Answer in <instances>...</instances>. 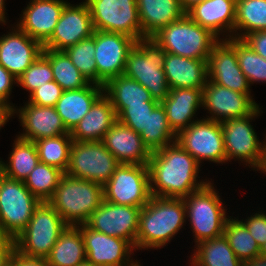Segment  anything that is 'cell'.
Here are the masks:
<instances>
[{"label": "cell", "mask_w": 266, "mask_h": 266, "mask_svg": "<svg viewBox=\"0 0 266 266\" xmlns=\"http://www.w3.org/2000/svg\"><path fill=\"white\" fill-rule=\"evenodd\" d=\"M16 26L44 45L51 37L64 6V0H30Z\"/></svg>", "instance_id": "obj_22"}, {"label": "cell", "mask_w": 266, "mask_h": 266, "mask_svg": "<svg viewBox=\"0 0 266 266\" xmlns=\"http://www.w3.org/2000/svg\"><path fill=\"white\" fill-rule=\"evenodd\" d=\"M135 42L121 33L95 30L97 85L104 87L110 79L124 74L128 52Z\"/></svg>", "instance_id": "obj_14"}, {"label": "cell", "mask_w": 266, "mask_h": 266, "mask_svg": "<svg viewBox=\"0 0 266 266\" xmlns=\"http://www.w3.org/2000/svg\"><path fill=\"white\" fill-rule=\"evenodd\" d=\"M200 164L177 142L151 152L148 163L152 196L184 198L210 180H197Z\"/></svg>", "instance_id": "obj_1"}, {"label": "cell", "mask_w": 266, "mask_h": 266, "mask_svg": "<svg viewBox=\"0 0 266 266\" xmlns=\"http://www.w3.org/2000/svg\"><path fill=\"white\" fill-rule=\"evenodd\" d=\"M8 266H50L46 259L26 257L16 250L10 258Z\"/></svg>", "instance_id": "obj_49"}, {"label": "cell", "mask_w": 266, "mask_h": 266, "mask_svg": "<svg viewBox=\"0 0 266 266\" xmlns=\"http://www.w3.org/2000/svg\"><path fill=\"white\" fill-rule=\"evenodd\" d=\"M179 1L184 10L187 11L191 6L203 0H179Z\"/></svg>", "instance_id": "obj_52"}, {"label": "cell", "mask_w": 266, "mask_h": 266, "mask_svg": "<svg viewBox=\"0 0 266 266\" xmlns=\"http://www.w3.org/2000/svg\"><path fill=\"white\" fill-rule=\"evenodd\" d=\"M220 196L212 182L209 181L201 189L183 198L186 219L190 218L188 220L196 245L224 233L226 221L230 217L226 214L227 209H225Z\"/></svg>", "instance_id": "obj_6"}, {"label": "cell", "mask_w": 266, "mask_h": 266, "mask_svg": "<svg viewBox=\"0 0 266 266\" xmlns=\"http://www.w3.org/2000/svg\"><path fill=\"white\" fill-rule=\"evenodd\" d=\"M15 251V239L0 232V266H8Z\"/></svg>", "instance_id": "obj_48"}, {"label": "cell", "mask_w": 266, "mask_h": 266, "mask_svg": "<svg viewBox=\"0 0 266 266\" xmlns=\"http://www.w3.org/2000/svg\"><path fill=\"white\" fill-rule=\"evenodd\" d=\"M67 226L48 201L40 202L15 239V250L26 257L46 259Z\"/></svg>", "instance_id": "obj_7"}, {"label": "cell", "mask_w": 266, "mask_h": 266, "mask_svg": "<svg viewBox=\"0 0 266 266\" xmlns=\"http://www.w3.org/2000/svg\"><path fill=\"white\" fill-rule=\"evenodd\" d=\"M94 30L121 33L142 39L136 0H85Z\"/></svg>", "instance_id": "obj_12"}, {"label": "cell", "mask_w": 266, "mask_h": 266, "mask_svg": "<svg viewBox=\"0 0 266 266\" xmlns=\"http://www.w3.org/2000/svg\"><path fill=\"white\" fill-rule=\"evenodd\" d=\"M195 246L189 261L191 266H243L224 234Z\"/></svg>", "instance_id": "obj_33"}, {"label": "cell", "mask_w": 266, "mask_h": 266, "mask_svg": "<svg viewBox=\"0 0 266 266\" xmlns=\"http://www.w3.org/2000/svg\"><path fill=\"white\" fill-rule=\"evenodd\" d=\"M104 200L144 207L152 197L148 165L120 164L103 186Z\"/></svg>", "instance_id": "obj_11"}, {"label": "cell", "mask_w": 266, "mask_h": 266, "mask_svg": "<svg viewBox=\"0 0 266 266\" xmlns=\"http://www.w3.org/2000/svg\"><path fill=\"white\" fill-rule=\"evenodd\" d=\"M74 66L90 82L97 84L95 54V30L90 38L81 40L65 50Z\"/></svg>", "instance_id": "obj_41"}, {"label": "cell", "mask_w": 266, "mask_h": 266, "mask_svg": "<svg viewBox=\"0 0 266 266\" xmlns=\"http://www.w3.org/2000/svg\"><path fill=\"white\" fill-rule=\"evenodd\" d=\"M176 142L195 160L226 163L221 122L200 118L176 135ZM202 161V162H201Z\"/></svg>", "instance_id": "obj_13"}, {"label": "cell", "mask_w": 266, "mask_h": 266, "mask_svg": "<svg viewBox=\"0 0 266 266\" xmlns=\"http://www.w3.org/2000/svg\"><path fill=\"white\" fill-rule=\"evenodd\" d=\"M150 152L176 142V134L170 128L165 109L159 103L148 116L147 134H140Z\"/></svg>", "instance_id": "obj_36"}, {"label": "cell", "mask_w": 266, "mask_h": 266, "mask_svg": "<svg viewBox=\"0 0 266 266\" xmlns=\"http://www.w3.org/2000/svg\"><path fill=\"white\" fill-rule=\"evenodd\" d=\"M86 259L100 266H132L137 260L130 259L135 247L123 238L108 236L80 224Z\"/></svg>", "instance_id": "obj_17"}, {"label": "cell", "mask_w": 266, "mask_h": 266, "mask_svg": "<svg viewBox=\"0 0 266 266\" xmlns=\"http://www.w3.org/2000/svg\"><path fill=\"white\" fill-rule=\"evenodd\" d=\"M104 93V87L89 83L86 87L63 91L55 108L66 129L71 132Z\"/></svg>", "instance_id": "obj_28"}, {"label": "cell", "mask_w": 266, "mask_h": 266, "mask_svg": "<svg viewBox=\"0 0 266 266\" xmlns=\"http://www.w3.org/2000/svg\"><path fill=\"white\" fill-rule=\"evenodd\" d=\"M265 139H266V136H265ZM260 171L261 173H264L266 175V140H265V159H264L263 167Z\"/></svg>", "instance_id": "obj_54"}, {"label": "cell", "mask_w": 266, "mask_h": 266, "mask_svg": "<svg viewBox=\"0 0 266 266\" xmlns=\"http://www.w3.org/2000/svg\"><path fill=\"white\" fill-rule=\"evenodd\" d=\"M94 28L87 3L77 5L67 3L50 39L43 45L45 49L65 51L81 40L90 38Z\"/></svg>", "instance_id": "obj_18"}, {"label": "cell", "mask_w": 266, "mask_h": 266, "mask_svg": "<svg viewBox=\"0 0 266 266\" xmlns=\"http://www.w3.org/2000/svg\"><path fill=\"white\" fill-rule=\"evenodd\" d=\"M163 69L170 89H204L208 81V63L166 52Z\"/></svg>", "instance_id": "obj_27"}, {"label": "cell", "mask_w": 266, "mask_h": 266, "mask_svg": "<svg viewBox=\"0 0 266 266\" xmlns=\"http://www.w3.org/2000/svg\"><path fill=\"white\" fill-rule=\"evenodd\" d=\"M260 255L266 257V242L260 247Z\"/></svg>", "instance_id": "obj_56"}, {"label": "cell", "mask_w": 266, "mask_h": 266, "mask_svg": "<svg viewBox=\"0 0 266 266\" xmlns=\"http://www.w3.org/2000/svg\"><path fill=\"white\" fill-rule=\"evenodd\" d=\"M50 266H79L86 260L84 240L79 225H68L46 258Z\"/></svg>", "instance_id": "obj_31"}, {"label": "cell", "mask_w": 266, "mask_h": 266, "mask_svg": "<svg viewBox=\"0 0 266 266\" xmlns=\"http://www.w3.org/2000/svg\"><path fill=\"white\" fill-rule=\"evenodd\" d=\"M243 40L259 55L266 59V31L252 32Z\"/></svg>", "instance_id": "obj_47"}, {"label": "cell", "mask_w": 266, "mask_h": 266, "mask_svg": "<svg viewBox=\"0 0 266 266\" xmlns=\"http://www.w3.org/2000/svg\"><path fill=\"white\" fill-rule=\"evenodd\" d=\"M186 220L183 198L152 196L140 210L135 249L163 248L183 228Z\"/></svg>", "instance_id": "obj_2"}, {"label": "cell", "mask_w": 266, "mask_h": 266, "mask_svg": "<svg viewBox=\"0 0 266 266\" xmlns=\"http://www.w3.org/2000/svg\"><path fill=\"white\" fill-rule=\"evenodd\" d=\"M142 39L152 37L161 28L186 14L179 0H136Z\"/></svg>", "instance_id": "obj_29"}, {"label": "cell", "mask_w": 266, "mask_h": 266, "mask_svg": "<svg viewBox=\"0 0 266 266\" xmlns=\"http://www.w3.org/2000/svg\"><path fill=\"white\" fill-rule=\"evenodd\" d=\"M73 139L71 134L42 138L36 144L41 163L59 168L64 173L69 165L70 149Z\"/></svg>", "instance_id": "obj_38"}, {"label": "cell", "mask_w": 266, "mask_h": 266, "mask_svg": "<svg viewBox=\"0 0 266 266\" xmlns=\"http://www.w3.org/2000/svg\"><path fill=\"white\" fill-rule=\"evenodd\" d=\"M259 106L251 94H243L209 80L204 86L202 108L210 114L205 119L222 122L243 118L252 114Z\"/></svg>", "instance_id": "obj_16"}, {"label": "cell", "mask_w": 266, "mask_h": 266, "mask_svg": "<svg viewBox=\"0 0 266 266\" xmlns=\"http://www.w3.org/2000/svg\"><path fill=\"white\" fill-rule=\"evenodd\" d=\"M140 210V207L117 205L103 200L85 224L94 231L123 238L135 247Z\"/></svg>", "instance_id": "obj_15"}, {"label": "cell", "mask_w": 266, "mask_h": 266, "mask_svg": "<svg viewBox=\"0 0 266 266\" xmlns=\"http://www.w3.org/2000/svg\"><path fill=\"white\" fill-rule=\"evenodd\" d=\"M104 94L110 99L117 116L128 105L159 102L151 96V93L143 85L124 74L110 79L104 85Z\"/></svg>", "instance_id": "obj_30"}, {"label": "cell", "mask_w": 266, "mask_h": 266, "mask_svg": "<svg viewBox=\"0 0 266 266\" xmlns=\"http://www.w3.org/2000/svg\"><path fill=\"white\" fill-rule=\"evenodd\" d=\"M15 114L19 116L18 121L23 127V133L17 136L24 140L35 142L42 138L70 134L55 107L38 106L27 102L24 107H15L10 112V118Z\"/></svg>", "instance_id": "obj_21"}, {"label": "cell", "mask_w": 266, "mask_h": 266, "mask_svg": "<svg viewBox=\"0 0 266 266\" xmlns=\"http://www.w3.org/2000/svg\"><path fill=\"white\" fill-rule=\"evenodd\" d=\"M224 236L237 258L243 263L260 255V247L246 226L237 218L226 221Z\"/></svg>", "instance_id": "obj_37"}, {"label": "cell", "mask_w": 266, "mask_h": 266, "mask_svg": "<svg viewBox=\"0 0 266 266\" xmlns=\"http://www.w3.org/2000/svg\"><path fill=\"white\" fill-rule=\"evenodd\" d=\"M258 31H266V0H237L234 38Z\"/></svg>", "instance_id": "obj_34"}, {"label": "cell", "mask_w": 266, "mask_h": 266, "mask_svg": "<svg viewBox=\"0 0 266 266\" xmlns=\"http://www.w3.org/2000/svg\"><path fill=\"white\" fill-rule=\"evenodd\" d=\"M202 93L203 89L174 88L170 89L168 96L160 102L165 109L168 124L176 135L200 120H195L194 117L202 107Z\"/></svg>", "instance_id": "obj_25"}, {"label": "cell", "mask_w": 266, "mask_h": 266, "mask_svg": "<svg viewBox=\"0 0 266 266\" xmlns=\"http://www.w3.org/2000/svg\"><path fill=\"white\" fill-rule=\"evenodd\" d=\"M54 80L50 61L41 54L17 79V86L29 92V95L46 82Z\"/></svg>", "instance_id": "obj_42"}, {"label": "cell", "mask_w": 266, "mask_h": 266, "mask_svg": "<svg viewBox=\"0 0 266 266\" xmlns=\"http://www.w3.org/2000/svg\"><path fill=\"white\" fill-rule=\"evenodd\" d=\"M243 266H266V257L259 255L252 260L243 262Z\"/></svg>", "instance_id": "obj_50"}, {"label": "cell", "mask_w": 266, "mask_h": 266, "mask_svg": "<svg viewBox=\"0 0 266 266\" xmlns=\"http://www.w3.org/2000/svg\"><path fill=\"white\" fill-rule=\"evenodd\" d=\"M132 266H141V264H140V262H136L134 265H132Z\"/></svg>", "instance_id": "obj_57"}, {"label": "cell", "mask_w": 266, "mask_h": 266, "mask_svg": "<svg viewBox=\"0 0 266 266\" xmlns=\"http://www.w3.org/2000/svg\"><path fill=\"white\" fill-rule=\"evenodd\" d=\"M79 266H100V265L93 264L92 262H89V261L86 259V260L83 261Z\"/></svg>", "instance_id": "obj_55"}, {"label": "cell", "mask_w": 266, "mask_h": 266, "mask_svg": "<svg viewBox=\"0 0 266 266\" xmlns=\"http://www.w3.org/2000/svg\"><path fill=\"white\" fill-rule=\"evenodd\" d=\"M5 1L6 0H0V20L4 23V25H6V20H7V18H6V6H5Z\"/></svg>", "instance_id": "obj_53"}, {"label": "cell", "mask_w": 266, "mask_h": 266, "mask_svg": "<svg viewBox=\"0 0 266 266\" xmlns=\"http://www.w3.org/2000/svg\"><path fill=\"white\" fill-rule=\"evenodd\" d=\"M10 31L0 36V65L18 79L42 54L43 45L16 25Z\"/></svg>", "instance_id": "obj_20"}, {"label": "cell", "mask_w": 266, "mask_h": 266, "mask_svg": "<svg viewBox=\"0 0 266 266\" xmlns=\"http://www.w3.org/2000/svg\"><path fill=\"white\" fill-rule=\"evenodd\" d=\"M226 40L235 48L240 69L249 85L254 82L266 83V59L257 54L243 39L231 37Z\"/></svg>", "instance_id": "obj_40"}, {"label": "cell", "mask_w": 266, "mask_h": 266, "mask_svg": "<svg viewBox=\"0 0 266 266\" xmlns=\"http://www.w3.org/2000/svg\"><path fill=\"white\" fill-rule=\"evenodd\" d=\"M10 119V113L6 109L0 108V129L4 127Z\"/></svg>", "instance_id": "obj_51"}, {"label": "cell", "mask_w": 266, "mask_h": 266, "mask_svg": "<svg viewBox=\"0 0 266 266\" xmlns=\"http://www.w3.org/2000/svg\"><path fill=\"white\" fill-rule=\"evenodd\" d=\"M102 142L120 164L148 165L151 152L140 134L117 121Z\"/></svg>", "instance_id": "obj_24"}, {"label": "cell", "mask_w": 266, "mask_h": 266, "mask_svg": "<svg viewBox=\"0 0 266 266\" xmlns=\"http://www.w3.org/2000/svg\"><path fill=\"white\" fill-rule=\"evenodd\" d=\"M15 84H18L17 78L0 65V108L6 109L9 113L15 108L9 101Z\"/></svg>", "instance_id": "obj_46"}, {"label": "cell", "mask_w": 266, "mask_h": 266, "mask_svg": "<svg viewBox=\"0 0 266 266\" xmlns=\"http://www.w3.org/2000/svg\"><path fill=\"white\" fill-rule=\"evenodd\" d=\"M42 54L50 61L54 81L63 91L81 89L90 83L74 66L65 51L43 48Z\"/></svg>", "instance_id": "obj_35"}, {"label": "cell", "mask_w": 266, "mask_h": 266, "mask_svg": "<svg viewBox=\"0 0 266 266\" xmlns=\"http://www.w3.org/2000/svg\"><path fill=\"white\" fill-rule=\"evenodd\" d=\"M104 200L103 186L63 174L48 201L67 225L85 224Z\"/></svg>", "instance_id": "obj_3"}, {"label": "cell", "mask_w": 266, "mask_h": 266, "mask_svg": "<svg viewBox=\"0 0 266 266\" xmlns=\"http://www.w3.org/2000/svg\"><path fill=\"white\" fill-rule=\"evenodd\" d=\"M207 63L209 81L243 94H251V86L240 69L235 48L226 39H220L213 46Z\"/></svg>", "instance_id": "obj_19"}, {"label": "cell", "mask_w": 266, "mask_h": 266, "mask_svg": "<svg viewBox=\"0 0 266 266\" xmlns=\"http://www.w3.org/2000/svg\"><path fill=\"white\" fill-rule=\"evenodd\" d=\"M248 229L252 237L256 240L259 247L263 246L266 242V214L265 211L255 213L254 215L248 216L243 221L240 220Z\"/></svg>", "instance_id": "obj_45"}, {"label": "cell", "mask_w": 266, "mask_h": 266, "mask_svg": "<svg viewBox=\"0 0 266 266\" xmlns=\"http://www.w3.org/2000/svg\"><path fill=\"white\" fill-rule=\"evenodd\" d=\"M117 121L115 109L110 99L103 93L70 134L77 142L102 141L107 131Z\"/></svg>", "instance_id": "obj_26"}, {"label": "cell", "mask_w": 266, "mask_h": 266, "mask_svg": "<svg viewBox=\"0 0 266 266\" xmlns=\"http://www.w3.org/2000/svg\"><path fill=\"white\" fill-rule=\"evenodd\" d=\"M40 201L23 181L5 177L0 170V232L16 239L29 223Z\"/></svg>", "instance_id": "obj_9"}, {"label": "cell", "mask_w": 266, "mask_h": 266, "mask_svg": "<svg viewBox=\"0 0 266 266\" xmlns=\"http://www.w3.org/2000/svg\"><path fill=\"white\" fill-rule=\"evenodd\" d=\"M160 102H144V104L128 105L119 115L118 121L130 127L138 134H147V122L149 113Z\"/></svg>", "instance_id": "obj_43"}, {"label": "cell", "mask_w": 266, "mask_h": 266, "mask_svg": "<svg viewBox=\"0 0 266 266\" xmlns=\"http://www.w3.org/2000/svg\"><path fill=\"white\" fill-rule=\"evenodd\" d=\"M166 51L153 38L135 42L128 52L124 75L143 85L151 96L161 102L169 94L170 87L163 69Z\"/></svg>", "instance_id": "obj_5"}, {"label": "cell", "mask_w": 266, "mask_h": 266, "mask_svg": "<svg viewBox=\"0 0 266 266\" xmlns=\"http://www.w3.org/2000/svg\"><path fill=\"white\" fill-rule=\"evenodd\" d=\"M120 165L102 141L72 142L66 174L104 186Z\"/></svg>", "instance_id": "obj_10"}, {"label": "cell", "mask_w": 266, "mask_h": 266, "mask_svg": "<svg viewBox=\"0 0 266 266\" xmlns=\"http://www.w3.org/2000/svg\"><path fill=\"white\" fill-rule=\"evenodd\" d=\"M64 172L59 168L39 162L25 179L24 184L40 201H49Z\"/></svg>", "instance_id": "obj_39"}, {"label": "cell", "mask_w": 266, "mask_h": 266, "mask_svg": "<svg viewBox=\"0 0 266 266\" xmlns=\"http://www.w3.org/2000/svg\"><path fill=\"white\" fill-rule=\"evenodd\" d=\"M236 2L237 0H203L191 6L186 14L219 39L234 38ZM220 34L225 37L220 38Z\"/></svg>", "instance_id": "obj_23"}, {"label": "cell", "mask_w": 266, "mask_h": 266, "mask_svg": "<svg viewBox=\"0 0 266 266\" xmlns=\"http://www.w3.org/2000/svg\"><path fill=\"white\" fill-rule=\"evenodd\" d=\"M260 112L263 111L261 107H258L246 117L221 122L226 162L235 159V161L244 162L253 170L260 171L262 169L265 159V139L261 141L262 143L260 142L250 123L261 115Z\"/></svg>", "instance_id": "obj_8"}, {"label": "cell", "mask_w": 266, "mask_h": 266, "mask_svg": "<svg viewBox=\"0 0 266 266\" xmlns=\"http://www.w3.org/2000/svg\"><path fill=\"white\" fill-rule=\"evenodd\" d=\"M151 38L167 53L205 61H208L213 46L220 40L187 14L164 26Z\"/></svg>", "instance_id": "obj_4"}, {"label": "cell", "mask_w": 266, "mask_h": 266, "mask_svg": "<svg viewBox=\"0 0 266 266\" xmlns=\"http://www.w3.org/2000/svg\"><path fill=\"white\" fill-rule=\"evenodd\" d=\"M63 93L62 87L55 82H46L45 85L38 87L29 96L28 103L38 106L55 107L58 99Z\"/></svg>", "instance_id": "obj_44"}, {"label": "cell", "mask_w": 266, "mask_h": 266, "mask_svg": "<svg viewBox=\"0 0 266 266\" xmlns=\"http://www.w3.org/2000/svg\"><path fill=\"white\" fill-rule=\"evenodd\" d=\"M8 160V163L0 160L2 174L7 178L24 182L40 162L36 144L17 136Z\"/></svg>", "instance_id": "obj_32"}]
</instances>
